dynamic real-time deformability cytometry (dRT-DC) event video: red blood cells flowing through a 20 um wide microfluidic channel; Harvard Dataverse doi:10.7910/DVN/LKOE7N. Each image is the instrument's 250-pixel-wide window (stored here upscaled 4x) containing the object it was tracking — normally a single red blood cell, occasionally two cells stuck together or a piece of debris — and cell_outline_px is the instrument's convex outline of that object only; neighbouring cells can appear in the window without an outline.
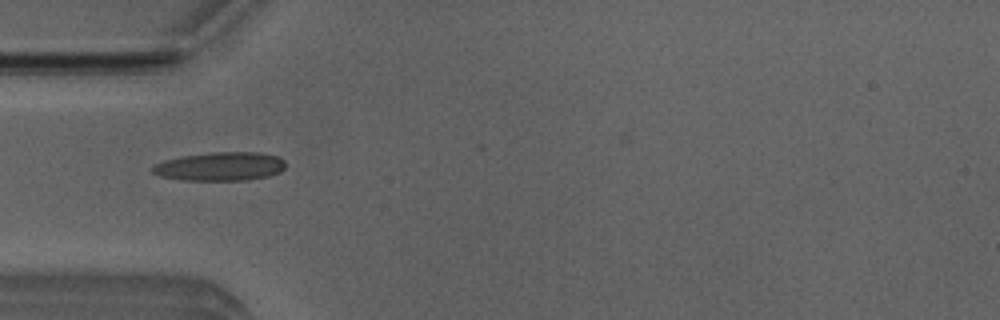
{"species": "Egyptian fruit bat (a non-hibernating species)", "species_latin": "Rousettus aegyptiacus", "temperature_condition": "room temperature", "stored_images_in_passage": 7, "camera_frame_rate_fps": 3000, "um_per_image_px": 0.085, "animal": {"sex": "male"}, "frame": {"image": 1, "passage_image": 4, "time_ms": 1.0, "image_size_px": [1000, 320], "cell_outline_px": [[284, 168], [280, 172], [268, 176], [248, 180], [184, 180], [160, 176], [152, 172], [152, 168], [156, 164], [164, 160], [180, 156], [212, 152], [260, 152], [280, 156], [284, 160]], "centroid_in_image_um": [18.74, 14.14], "position_along_channel_um": 66.3, "area_um2": 22.31}}
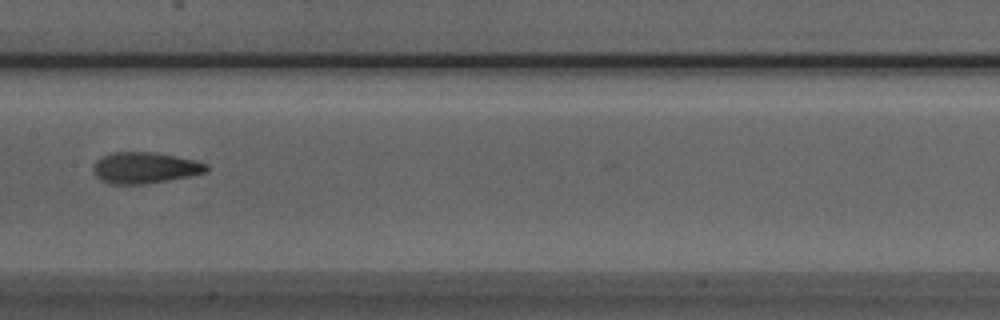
{"frame": {"image": 2, "passage_image": 7, "time_ms": 2.0, "image_size_px": [1000, 320], "cell_outline_px": [[208, 172], [192, 176], [144, 184], [108, 184], [100, 180], [92, 172], [92, 168], [96, 160], [112, 152], [152, 152], [176, 156], [196, 160], [208, 164]], "centroid_in_image_um": [12.32, 14.27], "position_along_channel_um": 195.1, "area_um2": 20.81}}